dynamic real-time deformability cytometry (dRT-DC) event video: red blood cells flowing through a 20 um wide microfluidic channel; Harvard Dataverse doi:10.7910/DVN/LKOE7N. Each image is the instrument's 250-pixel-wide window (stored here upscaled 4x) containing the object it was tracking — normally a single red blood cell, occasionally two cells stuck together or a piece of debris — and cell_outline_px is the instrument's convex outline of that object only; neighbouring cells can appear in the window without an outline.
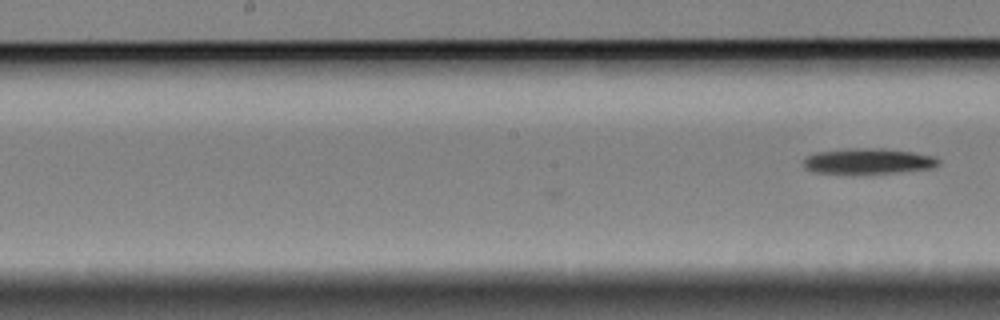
{"species": "Egyptian fruit bat (a non-hibernating species)", "species_latin": "Rousettus aegyptiacus", "temperature_condition": "cold", "stored_images_in_passage": 24, "camera_frame_rate_fps": 3000, "um_per_image_px": 0.085, "animal": {"sex": "female"}, "frame": {"image": 1, "passage_image": 24, "time_ms": 7.667, "image_size_px": [1000, 320], "cell_outline_px": [[940, 164], [932, 168], [896, 172], [848, 176], [812, 172], [804, 168], [804, 156], [816, 152], [852, 148], [880, 148], [912, 152], [936, 156], [940, 160]], "centroid_in_image_um": [73.73, 13.73], "position_along_channel_um": 174.5, "area_um2": 20.98}}